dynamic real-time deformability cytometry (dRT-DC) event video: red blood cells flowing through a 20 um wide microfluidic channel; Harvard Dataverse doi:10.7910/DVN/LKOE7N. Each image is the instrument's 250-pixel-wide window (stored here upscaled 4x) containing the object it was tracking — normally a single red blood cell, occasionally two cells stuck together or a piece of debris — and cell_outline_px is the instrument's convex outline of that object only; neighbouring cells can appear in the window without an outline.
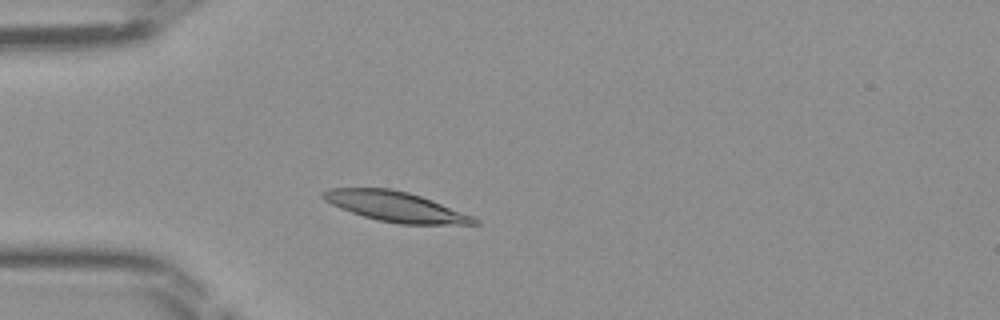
{"species": "Egyptian fruit bat (a non-hibernating species)", "species_latin": "Rousettus aegyptiacus", "temperature_condition": "room temperature", "stored_images_in_passage": 35, "camera_frame_rate_fps": 3000, "um_per_image_px": 0.085, "frame": {"image": 1, "passage_image": 1, "time_ms": 0.0, "image_size_px": [1000, 320], "cell_outline_px": [[480, 224], [400, 224], [376, 220], [340, 208], [324, 200], [320, 196], [320, 192], [328, 188], [388, 188], [408, 192], [420, 196], [472, 216], [480, 220]], "centroid_in_image_um": [33.57, 17.56], "position_along_channel_um": 51.4, "area_um2": 26.18}}
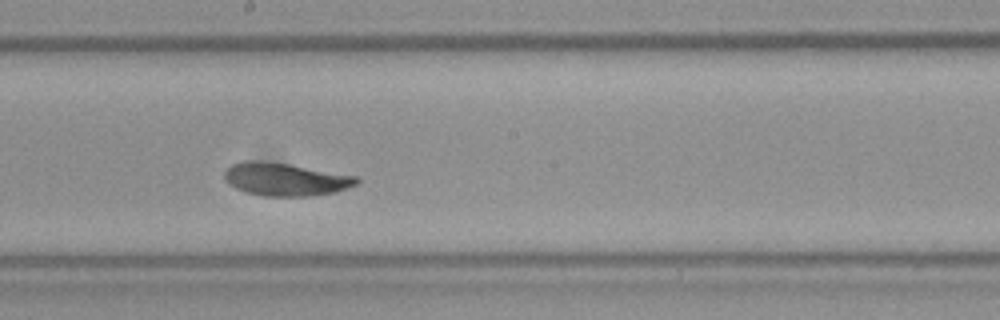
{"frame": {"image": 2, "passage_image": 14, "time_ms": 4.333, "image_size_px": [1000, 320], "cell_outline_px": [[360, 180], [356, 184], [348, 188], [336, 192], [308, 196], [264, 196], [244, 192], [228, 184], [224, 180], [224, 172], [232, 164], [244, 160], [260, 160], [288, 164], [356, 176]], "centroid_in_image_um": [24.22, 15.24], "position_along_channel_um": 224.0, "area_um2": 25.37}}
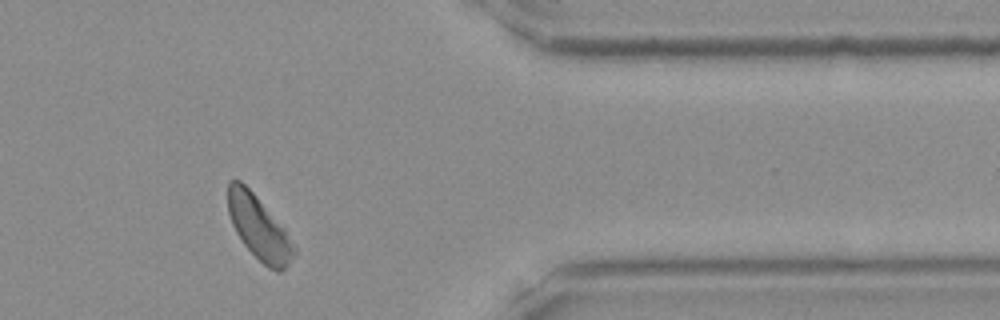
{"frame": {"image": 3, "passage_image": 27, "time_ms": 8.667, "image_size_px": [1000, 320], "cell_outline_px": [[296, 252], [288, 264], [280, 272], [276, 272], [268, 268], [244, 244], [236, 232], [232, 224], [228, 212], [228, 180], [240, 180], [256, 196], [284, 228], [296, 248]], "centroid_in_image_um": [22.0, 19.36], "position_along_channel_um": 389.4, "area_um2": 24.04}}